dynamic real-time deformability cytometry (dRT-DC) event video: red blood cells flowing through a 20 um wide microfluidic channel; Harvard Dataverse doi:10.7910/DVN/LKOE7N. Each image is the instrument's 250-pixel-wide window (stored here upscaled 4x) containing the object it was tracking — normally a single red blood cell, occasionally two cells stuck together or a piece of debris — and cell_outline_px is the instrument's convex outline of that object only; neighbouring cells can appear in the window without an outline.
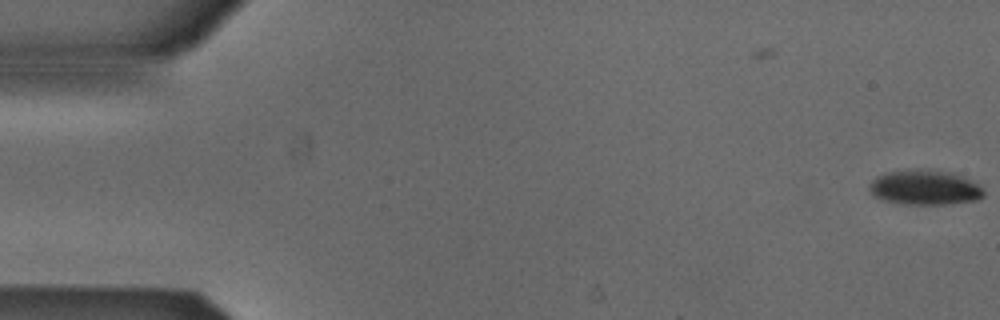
{"species": "Egyptian fruit bat (a non-hibernating species)", "species_latin": "Rousettus aegyptiacus", "temperature_condition": "cold", "stored_images_in_passage": 2, "camera_frame_rate_fps": 3000, "um_per_image_px": 0.085, "animal": {"sex": "male"}, "frame": {"image": 1, "passage_image": 2, "time_ms": 0.333, "image_size_px": [1000, 320], "cell_outline_px": [[984, 196], [976, 200], [944, 204], [908, 204], [884, 200], [872, 196], [868, 188], [868, 184], [876, 176], [884, 172], [916, 168], [920, 168], [952, 172], [980, 184], [984, 188]], "centroid_in_image_um": [78.58, 15.91], "position_along_channel_um": 6.4, "area_um2": 23.64}}